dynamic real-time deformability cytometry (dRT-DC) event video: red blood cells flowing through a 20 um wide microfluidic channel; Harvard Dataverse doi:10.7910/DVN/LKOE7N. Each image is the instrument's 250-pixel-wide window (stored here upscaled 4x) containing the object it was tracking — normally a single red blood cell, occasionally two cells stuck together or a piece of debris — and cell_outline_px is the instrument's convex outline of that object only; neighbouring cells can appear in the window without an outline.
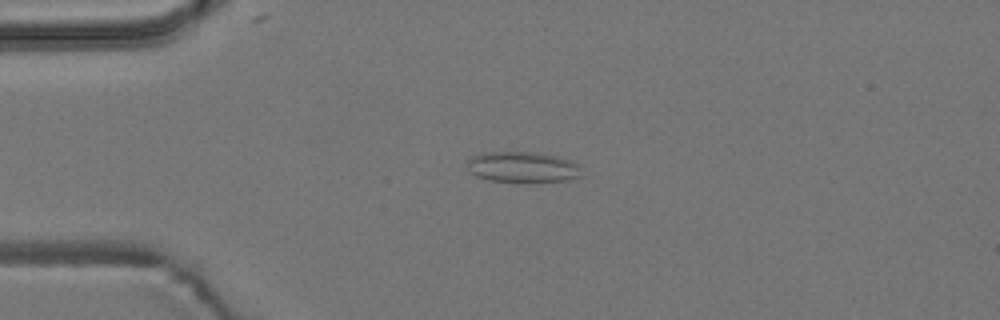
{"species": "common noctule bat (a hibernating species)", "species_latin": "Nyctalus noctula", "temperature_condition": "room temperature", "stored_images_in_passage": 3, "camera_frame_rate_fps": 3000, "um_per_image_px": 0.085, "animal": {"sex": "male", "body_mass_g": 19.2, "forearm_length_mm": 51.8}, "frame": {"image": 1, "passage_image": 3, "time_ms": 2.333, "image_size_px": [1000, 320], "cell_outline_px": [[580, 176], [568, 180], [492, 180], [476, 176], [468, 168], [468, 160], [472, 156], [484, 152], [528, 152], [556, 156], [568, 160], [576, 164]], "centroid_in_image_um": [44.35, 14.17], "position_along_channel_um": 40.6, "area_um2": 19.42}}